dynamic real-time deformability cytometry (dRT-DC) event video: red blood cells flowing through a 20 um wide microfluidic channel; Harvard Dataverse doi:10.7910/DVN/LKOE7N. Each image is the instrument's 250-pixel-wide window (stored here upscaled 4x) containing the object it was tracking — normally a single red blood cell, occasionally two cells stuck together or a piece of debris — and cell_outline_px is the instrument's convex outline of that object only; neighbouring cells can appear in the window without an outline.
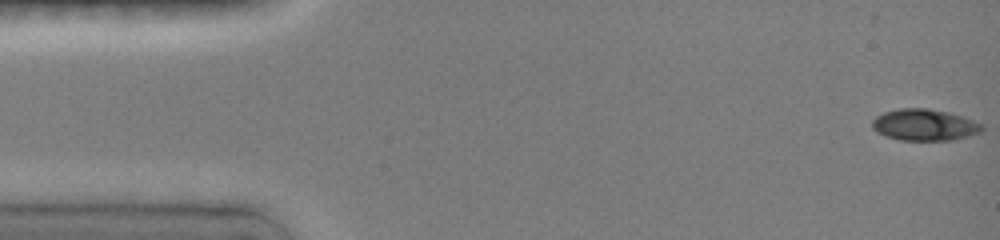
{"species": "common noctule bat (a hibernating species)", "species_latin": "Nyctalus noctula", "temperature_condition": "room temperature", "stored_images_in_passage": 65, "camera_frame_rate_fps": 3000, "um_per_image_px": 0.085, "animal": {"sex": "female", "body_mass_g": 19.0, "forearm_length_mm": 51.5}, "frame": {"image": 1, "passage_image": 1, "time_ms": 0.0, "image_size_px": [1000, 240], "cell_outline_px": [[984, 128], [980, 132], [968, 136], [952, 140], [900, 140], [888, 136], [872, 128], [872, 120], [876, 116], [884, 112], [900, 108], [928, 108], [948, 112], [984, 124]], "centroid_in_image_um": [78.6, 10.61], "position_along_channel_um": 6.4, "area_um2": 20.0}}
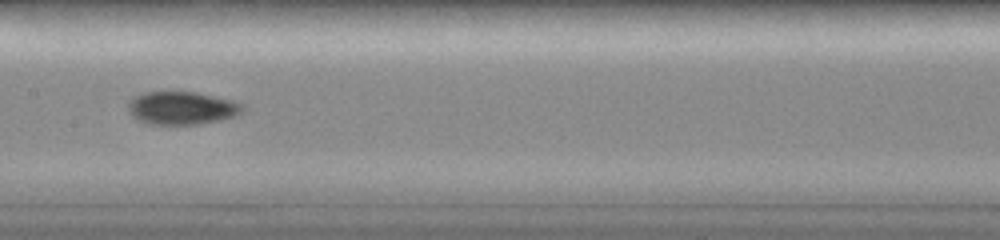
{"frame": {"image": 2, "passage_image": 29, "time_ms": 7.667, "image_size_px": [1000, 240], "cell_outline_px": [[244, 108], [236, 116], [220, 120], [200, 124], [148, 124], [132, 116], [128, 112], [128, 100], [144, 92], [196, 92], [232, 100], [240, 104]], "centroid_in_image_um": [15.42, 9.18], "position_along_channel_um": 192.0, "area_um2": 21.91}}
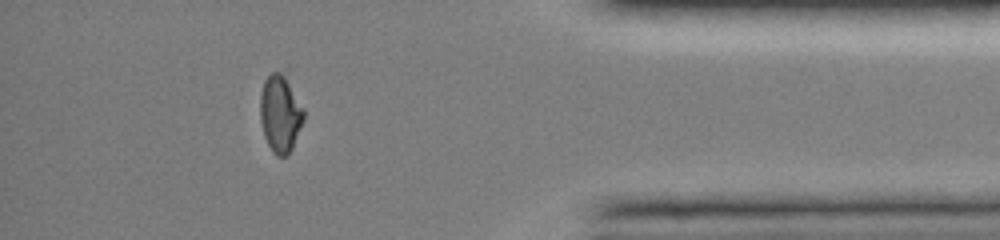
{"frame": {"image": 3, "passage_image": 58, "time_ms": 13.667, "image_size_px": [1000, 240], "cell_outline_px": [[304, 120], [292, 148], [288, 156], [276, 156], [272, 152], [264, 136], [260, 120], [260, 96], [264, 80], [272, 72], [288, 64], [304, 108]], "centroid_in_image_um": [23.88, 9.46], "position_along_channel_um": 411.3, "area_um2": 21.27}, "authors_computed_cell_mechanics": {"area_um2": 20.7502, "velocity_mm_per_s": 4.0401, "shape_relaxation_time_tau1_ms": null, "shape_relaxation_time_tau2_ms": 2.4027, "deformation_change_tau1": null, "deformation_change_tau2": 0.0383}}